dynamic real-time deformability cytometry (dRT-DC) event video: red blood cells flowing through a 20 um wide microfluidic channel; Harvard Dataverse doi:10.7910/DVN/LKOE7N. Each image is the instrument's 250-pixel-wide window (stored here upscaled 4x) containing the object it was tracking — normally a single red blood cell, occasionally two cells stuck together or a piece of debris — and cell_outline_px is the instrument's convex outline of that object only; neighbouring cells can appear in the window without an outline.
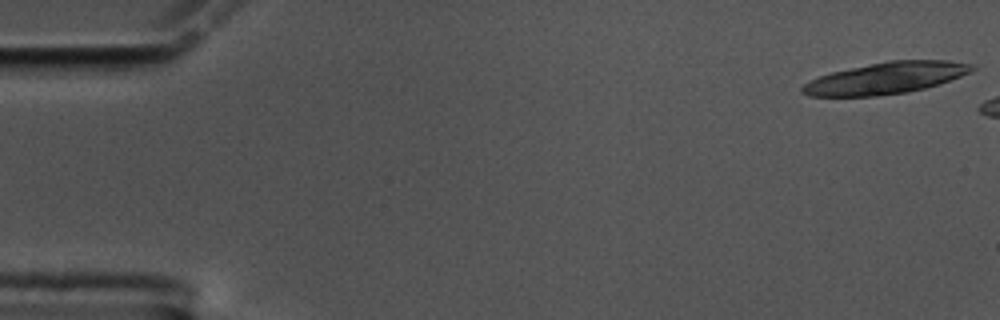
{"species": "common noctule bat (a hibernating species)", "species_latin": "Nyctalus noctula", "temperature_condition": "cold", "stored_images_in_passage": 6, "camera_frame_rate_fps": 3000, "um_per_image_px": 0.085, "animal": {"sex": "male", "body_mass_g": 17.5, "forearm_length_mm": 52.3}, "frame": {"image": 1, "passage_image": 1, "time_ms": 0.0, "image_size_px": [1000, 320], "cell_outline_px": [[976, 68], [972, 72], [924, 88], [908, 92], [880, 96], [808, 96], [800, 92], [800, 88], [804, 84], [820, 76], [832, 72], [888, 60], [948, 60], [976, 64]], "centroid_in_image_um": [75.32, 6.63], "position_along_channel_um": 9.7, "area_um2": 31.15}}